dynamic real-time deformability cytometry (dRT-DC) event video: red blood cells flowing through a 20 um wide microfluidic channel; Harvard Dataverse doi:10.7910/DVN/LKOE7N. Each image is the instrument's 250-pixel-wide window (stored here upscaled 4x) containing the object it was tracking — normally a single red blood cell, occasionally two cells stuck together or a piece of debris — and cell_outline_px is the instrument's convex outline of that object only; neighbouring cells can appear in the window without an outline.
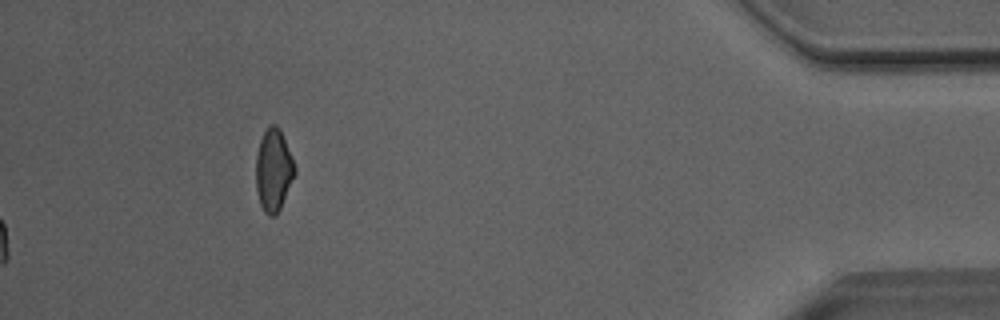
{"species": "Egyptian fruit bat (a non-hibernating species)", "species_latin": "Rousettus aegyptiacus", "temperature_condition": "room temperature", "stored_images_in_passage": 53, "camera_frame_rate_fps": 3000, "um_per_image_px": 0.085, "animal": {"sex": "male"}, "frame": {"image": 1, "passage_image": 53, "time_ms": 17.333, "image_size_px": [1000, 320], "cell_outline_px": [[296, 172], [280, 208], [272, 216], [268, 216], [264, 212], [260, 204], [256, 188], [256, 156], [260, 140], [268, 124], [276, 124], [280, 128], [292, 156], [296, 168]], "centroid_in_image_um": [23.25, 14.42], "position_along_channel_um": 412.0, "area_um2": 18.61}, "authors_computed_cell_mechanics": {"area_um2": 18.7272, "velocity_mm_per_s": 4.0527, "shape_relaxation_time_tau1_ms": 3.1914, "shape_relaxation_time_tau2_ms": 1.5761, "deformation_change_tau1": 0.0734, "deformation_change_tau2": 0.029}}